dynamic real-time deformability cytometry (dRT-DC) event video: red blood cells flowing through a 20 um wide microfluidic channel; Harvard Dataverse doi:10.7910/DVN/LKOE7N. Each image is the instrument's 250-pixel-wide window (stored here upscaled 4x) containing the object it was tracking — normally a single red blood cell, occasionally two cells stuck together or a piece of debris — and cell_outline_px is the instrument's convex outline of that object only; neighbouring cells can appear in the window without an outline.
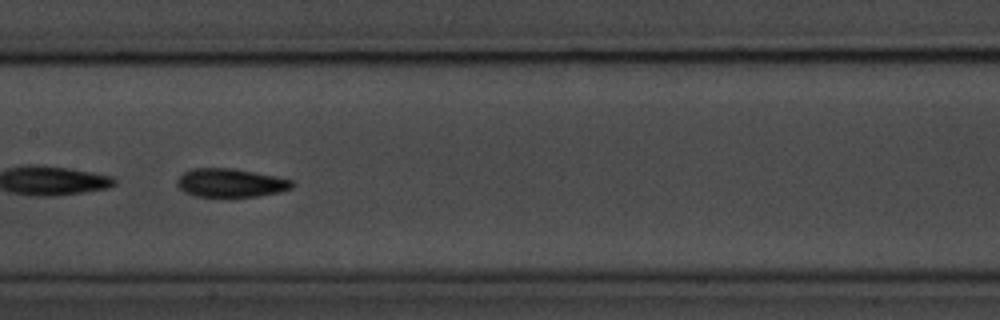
{"species": "common noctule bat (a hibernating species)", "species_latin": "Nyctalus noctula", "temperature_condition": "room temperature", "stored_images_in_passage": 14, "camera_frame_rate_fps": 3000, "um_per_image_px": 0.085, "animal": {"sex": "male", "body_mass_g": 20.1, "forearm_length_mm": 53.5}, "frame": {"image": 1, "passage_image": 7, "time_ms": 8.0, "image_size_px": [1000, 320], "cell_outline_px": [[296, 184], [292, 188], [280, 192], [256, 196], [196, 196], [184, 192], [176, 184], [176, 180], [184, 172], [192, 168], [236, 168], [276, 176], [292, 180]], "centroid_in_image_um": [19.62, 15.53], "position_along_channel_um": 187.8, "area_um2": 19.19}, "authors_computed_cell_mechanics": {"area_um2": 18.6116, "velocity_mm_per_s": 3.692, "shape_relaxation_time_tau1_ms": 2.4662, "shape_relaxation_time_tau2_ms": 3.0025, "deformation_change_tau1": 0.1055, "deformation_change_tau2": 0.0854}}